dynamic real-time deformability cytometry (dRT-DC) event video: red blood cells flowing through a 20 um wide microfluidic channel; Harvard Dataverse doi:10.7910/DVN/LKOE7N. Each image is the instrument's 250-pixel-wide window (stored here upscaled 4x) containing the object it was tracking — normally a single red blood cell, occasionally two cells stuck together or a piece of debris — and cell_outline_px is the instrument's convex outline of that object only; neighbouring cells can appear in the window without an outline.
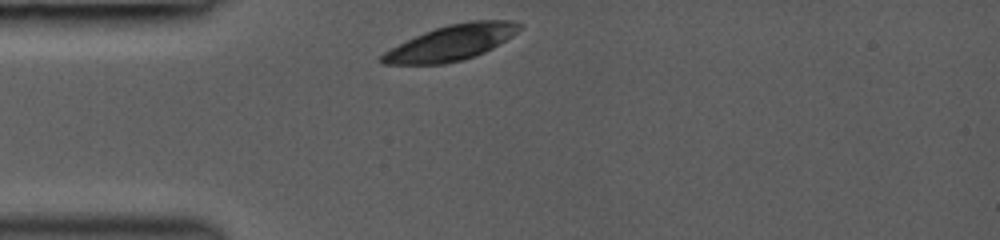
{"species": "common noctule bat (a hibernating species)", "species_latin": "Nyctalus noctula", "temperature_condition": "room temperature", "stored_images_in_passage": 41, "camera_frame_rate_fps": 3000, "um_per_image_px": 0.085, "animal": {"sex": "female", "body_mass_g": 19.0, "forearm_length_mm": 53.3}, "frame": {"image": 1, "passage_image": 1, "time_ms": 0.0, "image_size_px": [1000, 240], "cell_outline_px": [[524, 24], [512, 36], [492, 48], [484, 52], [464, 60], [444, 64], [380, 64], [380, 56], [384, 52], [424, 32], [448, 24], [472, 20], [512, 20]], "centroid_in_image_um": [38.39, 3.63], "position_along_channel_um": 46.6, "area_um2": 28.15}}
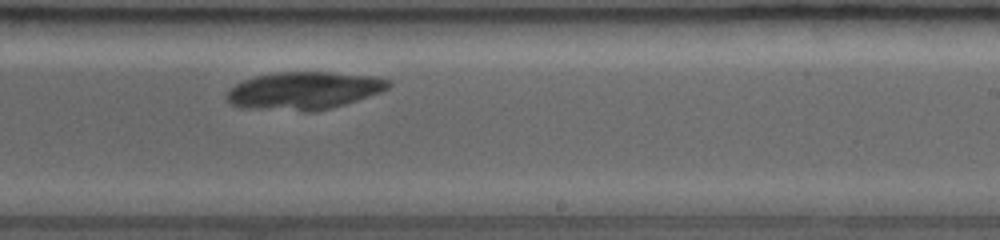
{"frame": {"image": 2, "passage_image": 25, "time_ms": 5.667, "image_size_px": [1000, 240], "cell_outline_px": [[392, 84], [388, 88], [380, 92], [332, 108], [312, 112], [304, 112], [240, 108], [228, 104], [224, 96], [228, 88], [244, 80], [256, 76], [276, 72], [328, 72], [376, 76], [388, 80]], "centroid_in_image_um": [25.75, 7.72], "position_along_channel_um": 263.2, "area_um2": 36.01}}
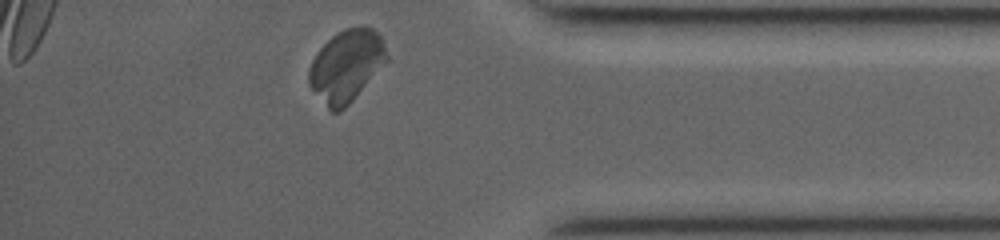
{"frame": {"image": 3, "passage_image": 41, "time_ms": 9.333, "image_size_px": [1000, 240], "cell_outline_px": [[388, 60], [352, 100], [340, 112], [332, 112], [328, 108], [308, 84], [308, 68], [316, 52], [332, 36], [344, 28], [372, 28], [380, 36], [384, 44], [388, 56]], "centroid_in_image_um": [29.41, 5.6], "position_along_channel_um": 405.8, "area_um2": 32.08}}